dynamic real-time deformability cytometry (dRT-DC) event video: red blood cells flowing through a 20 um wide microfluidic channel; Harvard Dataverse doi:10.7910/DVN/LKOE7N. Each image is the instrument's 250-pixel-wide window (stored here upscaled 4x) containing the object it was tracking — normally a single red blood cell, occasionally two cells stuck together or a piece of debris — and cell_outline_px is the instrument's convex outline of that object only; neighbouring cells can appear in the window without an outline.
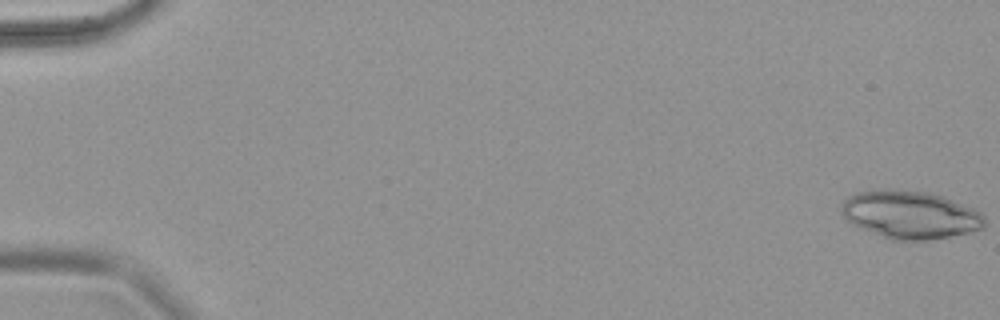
{"species": "common noctule bat (a hibernating species)", "species_latin": "Nyctalus noctula", "temperature_condition": "warm", "stored_images_in_passage": 67, "camera_frame_rate_fps": 3000, "um_per_image_px": 0.085, "animal": {"sex": "female", "body_mass_g": 18.4}, "frame": {"image": 1, "passage_image": 1, "time_ms": 0.0, "image_size_px": [1000, 320], "cell_outline_px": [[984, 228], [968, 232], [948, 236], [924, 240], [896, 240], [884, 236], [864, 228], [848, 220], [844, 216], [840, 208], [844, 200], [848, 196], [860, 192], [892, 188], [928, 192], [944, 196], [972, 208], [980, 212], [984, 216]], "centroid_in_image_um": [77.39, 18.22], "position_along_channel_um": 7.6, "area_um2": 39.3}}